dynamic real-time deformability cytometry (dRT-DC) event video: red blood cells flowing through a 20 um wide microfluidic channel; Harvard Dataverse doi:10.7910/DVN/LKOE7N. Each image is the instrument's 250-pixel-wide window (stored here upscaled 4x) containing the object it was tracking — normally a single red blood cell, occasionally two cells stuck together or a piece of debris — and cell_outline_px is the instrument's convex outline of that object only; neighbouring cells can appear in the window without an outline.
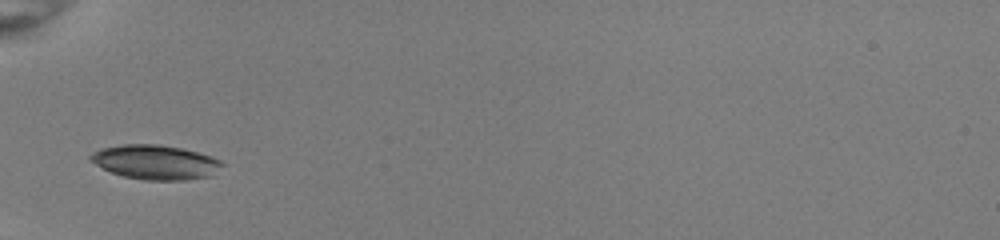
{"species": "common noctule bat (a hibernating species)", "species_latin": "Nyctalus noctula", "temperature_condition": "room temperature", "stored_images_in_passage": 6, "camera_frame_rate_fps": 3000, "um_per_image_px": 0.085, "animal": {"sex": "female", "body_mass_g": 22.0, "forearm_length_mm": 56.7}, "frame": {"image": 1, "passage_image": 1, "time_ms": 0.0, "image_size_px": [1000, 240], "cell_outline_px": [[224, 164], [212, 176], [184, 180], [144, 180], [124, 176], [112, 172], [88, 160], [88, 156], [92, 152], [100, 148], [124, 144], [156, 144], [180, 148], [196, 152], [220, 160]], "centroid_in_image_um": [13.19, 13.78], "position_along_channel_um": 71.8, "area_um2": 26.24}}
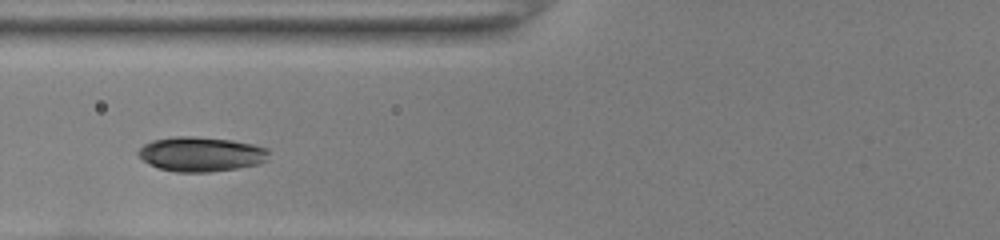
{"frame": {"image": 2, "passage_image": 4, "time_ms": 1.0, "image_size_px": [1000, 240], "cell_outline_px": [[268, 160], [260, 164], [240, 168], [208, 172], [176, 172], [160, 168], [148, 164], [140, 156], [140, 148], [144, 144], [152, 140], [172, 136], [196, 136], [232, 140], [252, 144], [268, 148]], "centroid_in_image_um": [17.12, 13.1], "position_along_channel_um": 108.7, "area_um2": 26.47}}